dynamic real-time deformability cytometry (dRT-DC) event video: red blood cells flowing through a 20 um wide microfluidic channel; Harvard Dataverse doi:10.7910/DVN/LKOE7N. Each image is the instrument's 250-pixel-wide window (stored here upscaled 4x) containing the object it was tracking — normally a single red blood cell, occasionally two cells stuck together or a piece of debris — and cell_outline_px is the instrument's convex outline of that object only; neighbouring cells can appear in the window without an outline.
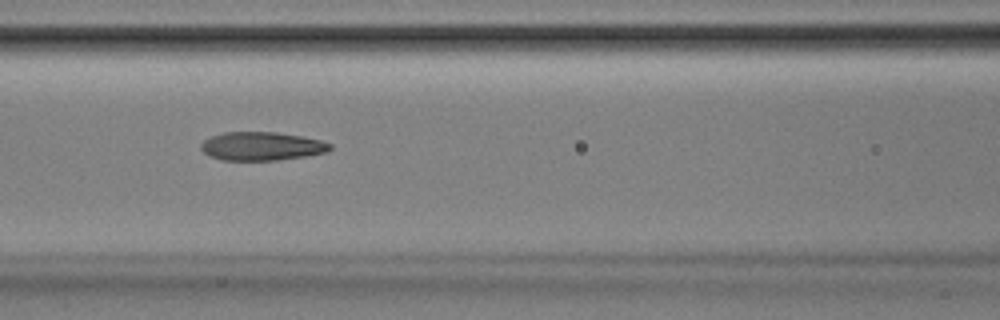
{"species": "Egyptian fruit bat (a non-hibernating species)", "species_latin": "Rousettus aegyptiacus", "temperature_condition": "room temperature", "stored_images_in_passage": 46, "camera_frame_rate_fps": 3000, "um_per_image_px": 0.085, "animal": {"sex": "male"}, "frame": {"image": 1, "passage_image": 23, "time_ms": 7.333, "image_size_px": [1000, 320], "cell_outline_px": [[332, 148], [328, 152], [304, 156], [276, 160], [224, 160], [208, 156], [200, 148], [200, 144], [204, 140], [212, 136], [224, 132], [276, 132], [300, 136], [320, 140], [332, 144]], "centroid_in_image_um": [22.23, 12.42], "position_along_channel_um": 144.4, "area_um2": 21.39}}
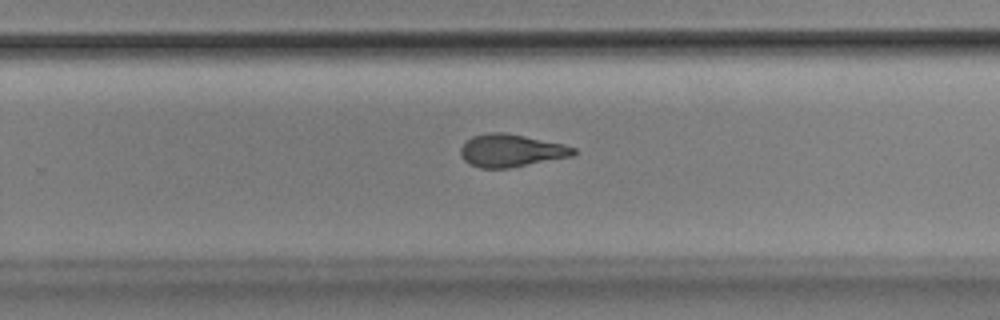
{"frame": {"image": 2, "passage_image": 34, "time_ms": 11.0, "image_size_px": [1000, 320], "cell_outline_px": [[576, 152], [572, 156], [508, 168], [480, 168], [468, 164], [460, 156], [460, 148], [472, 136], [488, 132], [504, 132], [564, 144], [576, 148]], "centroid_in_image_um": [43.41, 12.8], "position_along_channel_um": 286.4, "area_um2": 21.44}}
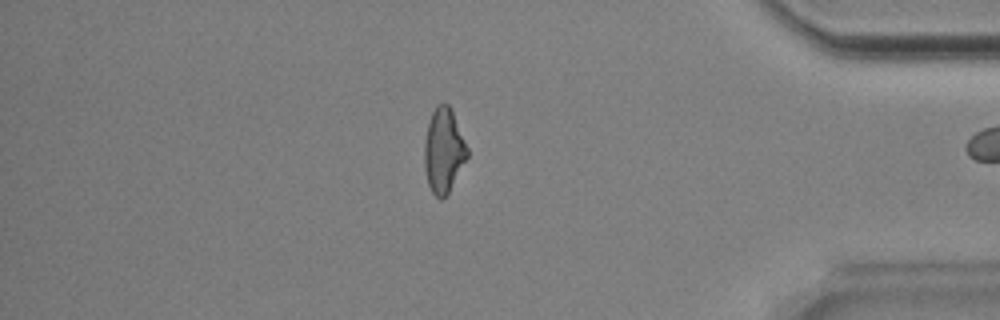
{"frame": {"image": 3, "passage_image": 45, "time_ms": 14.667, "image_size_px": [1000, 320], "cell_outline_px": [[468, 156], [448, 192], [440, 200], [432, 192], [428, 184], [424, 168], [424, 144], [428, 120], [436, 104], [448, 104], [452, 112], [468, 148]], "centroid_in_image_um": [37.68, 12.79], "position_along_channel_um": 397.5, "area_um2": 20.87}}